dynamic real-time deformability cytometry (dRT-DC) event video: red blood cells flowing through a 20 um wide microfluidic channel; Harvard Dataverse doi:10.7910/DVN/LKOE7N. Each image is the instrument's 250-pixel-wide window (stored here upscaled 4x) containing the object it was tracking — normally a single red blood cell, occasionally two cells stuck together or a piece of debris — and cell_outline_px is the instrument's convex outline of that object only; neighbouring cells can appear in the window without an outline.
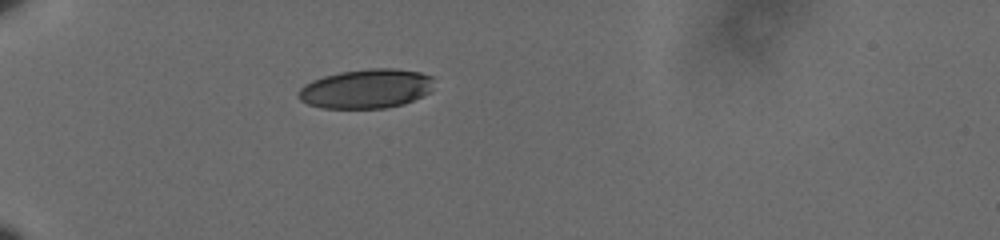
{"species": "human", "species_latin": "Homo sapiens", "temperature_condition": "cold", "stored_images_in_passage": 5, "camera_frame_rate_fps": 3000, "um_per_image_px": 0.085, "donor": {"sex": "male"}, "frame": {"image": 1, "passage_image": 1, "time_ms": 0.0, "image_size_px": [1000, 240], "cell_outline_px": [[432, 80], [428, 92], [404, 104], [384, 108], [320, 108], [308, 104], [300, 100], [300, 88], [304, 84], [312, 80], [324, 76], [340, 72], [368, 68], [396, 68], [420, 72], [432, 76]], "centroid_in_image_um": [31.1, 7.53], "position_along_channel_um": 53.9, "area_um2": 30.81}}
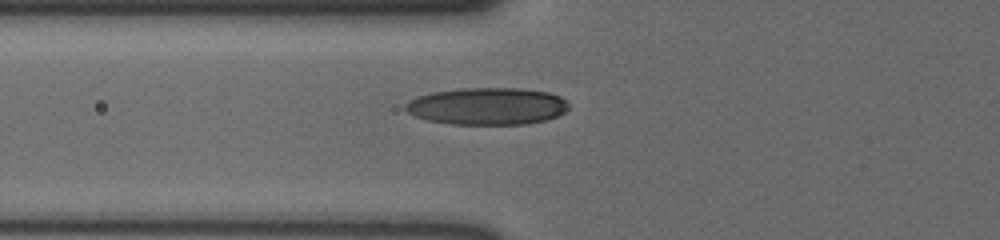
{"frame": {"image": 2, "passage_image": 4, "time_ms": 1.0, "image_size_px": [1000, 240], "cell_outline_px": [[568, 108], [564, 112], [556, 116], [544, 120], [524, 124], [452, 124], [428, 120], [416, 116], [408, 112], [404, 108], [404, 104], [408, 100], [432, 92], [460, 88], [520, 88], [548, 92], [560, 96], [568, 100]], "centroid_in_image_um": [41.42, 9.02], "position_along_channel_um": 84.4, "area_um2": 35.32}}